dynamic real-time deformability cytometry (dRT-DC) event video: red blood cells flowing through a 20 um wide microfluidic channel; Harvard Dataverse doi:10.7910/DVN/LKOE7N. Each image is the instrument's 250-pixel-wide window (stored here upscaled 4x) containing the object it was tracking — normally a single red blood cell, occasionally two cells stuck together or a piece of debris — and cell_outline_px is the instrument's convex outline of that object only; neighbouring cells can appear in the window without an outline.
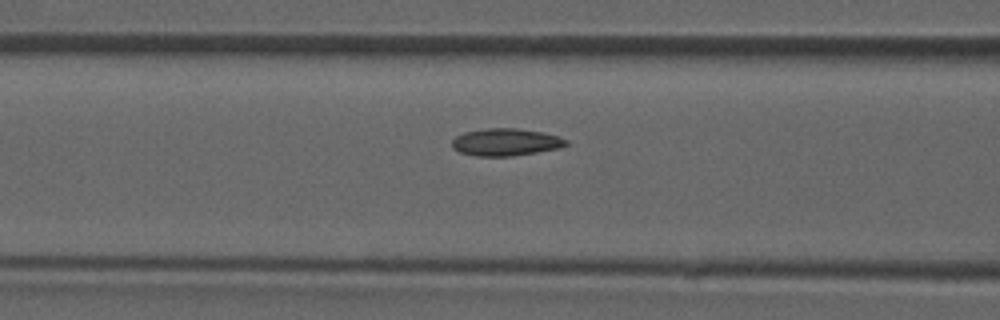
{"species": "common noctule bat (a hibernating species)", "species_latin": "Nyctalus noctula", "temperature_condition": "room temperature", "stored_images_in_passage": 35, "camera_frame_rate_fps": 3000, "um_per_image_px": 0.085, "animal": {"sex": "male", "forearm_length_mm": 52.5}, "frame": {"image": 1, "passage_image": 6, "time_ms": 1.667, "image_size_px": [1000, 320], "cell_outline_px": [[568, 144], [560, 148], [512, 156], [476, 156], [460, 152], [452, 148], [452, 140], [456, 136], [464, 132], [488, 128], [516, 128], [544, 132], [560, 136], [568, 140]], "centroid_in_image_um": [43.01, 12.07], "position_along_channel_um": 123.6, "area_um2": 18.26}}